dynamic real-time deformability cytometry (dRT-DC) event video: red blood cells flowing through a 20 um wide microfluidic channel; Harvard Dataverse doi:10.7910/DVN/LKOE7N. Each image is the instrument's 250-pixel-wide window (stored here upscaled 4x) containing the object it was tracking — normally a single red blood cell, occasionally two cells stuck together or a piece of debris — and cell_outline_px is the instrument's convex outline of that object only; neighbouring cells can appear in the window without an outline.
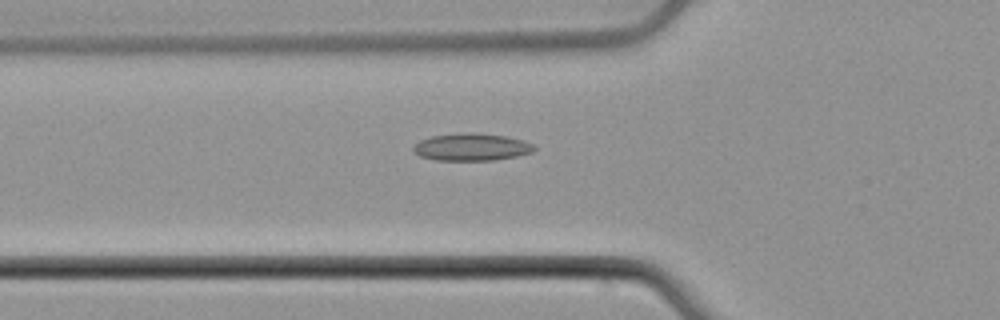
{"species": "common noctule bat (a hibernating species)", "species_latin": "Nyctalus noctula", "temperature_condition": "cold", "stored_images_in_passage": 51, "camera_frame_rate_fps": 3000, "um_per_image_px": 0.085, "animal": {"sex": "male", "body_mass_g": 21.5, "forearm_length_mm": 52.0}, "frame": {"image": 1, "passage_image": 17, "time_ms": 5.333, "image_size_px": [1000, 320], "cell_outline_px": [[536, 148], [532, 152], [516, 156], [492, 160], [436, 160], [420, 156], [412, 152], [412, 148], [420, 140], [432, 136], [464, 132], [472, 132], [508, 136], [524, 140], [532, 144]], "centroid_in_image_um": [40.07, 12.49], "position_along_channel_um": 85.7, "area_um2": 19.31}}
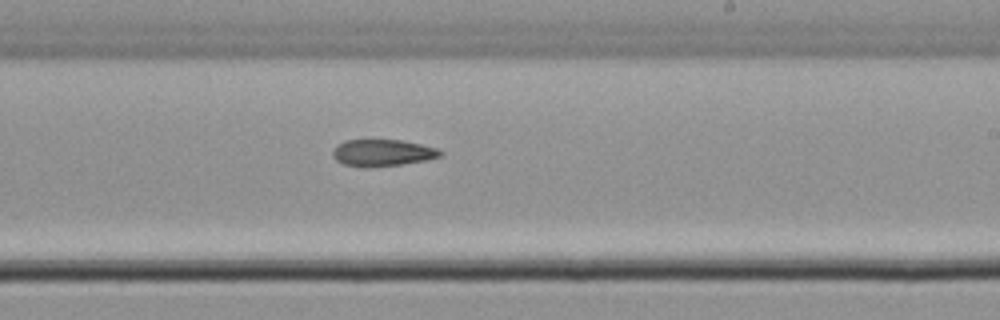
{"frame": {"image": 2, "passage_image": 30, "time_ms": 9.667, "image_size_px": [1000, 320], "cell_outline_px": [[444, 152], [440, 156], [428, 160], [372, 168], [360, 168], [344, 164], [336, 160], [332, 156], [332, 152], [336, 144], [344, 140], [404, 140], [436, 148]], "centroid_in_image_um": [32.47, 13.0], "position_along_channel_um": 256.5, "area_um2": 17.05}}
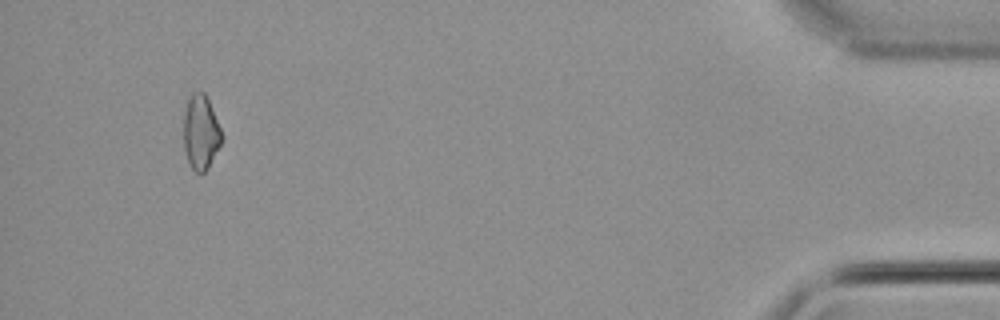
{"frame": {"image": 3, "passage_image": 48, "time_ms": 15.667, "image_size_px": [1000, 320], "cell_outline_px": [[224, 140], [208, 168], [200, 176], [192, 168], [188, 160], [184, 148], [184, 112], [188, 96], [192, 92], [204, 92], [208, 100], [224, 136]], "centroid_in_image_um": [17.08, 11.26], "position_along_channel_um": 418.1, "area_um2": 16.76}}